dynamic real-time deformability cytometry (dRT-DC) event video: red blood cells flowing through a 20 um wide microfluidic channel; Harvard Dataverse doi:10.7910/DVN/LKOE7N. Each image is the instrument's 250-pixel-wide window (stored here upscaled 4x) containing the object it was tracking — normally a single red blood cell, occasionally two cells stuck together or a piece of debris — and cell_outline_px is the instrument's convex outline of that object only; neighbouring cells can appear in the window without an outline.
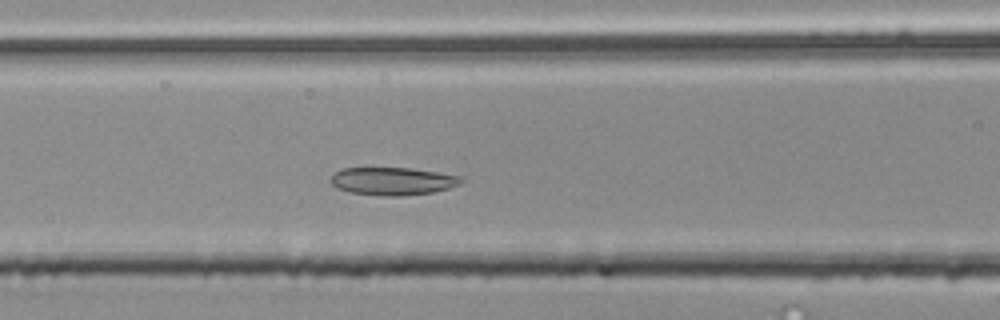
{"species": "common noctule bat (a hibernating species)", "species_latin": "Nyctalus noctula", "temperature_condition": "room temperature", "stored_images_in_passage": 31, "camera_frame_rate_fps": 3000, "um_per_image_px": 0.085, "animal": {"sex": "male", "body_mass_g": 20.4}, "frame": {"image": 1, "passage_image": 10, "time_ms": 3.0, "image_size_px": [1000, 320], "cell_outline_px": [[464, 180], [460, 184], [448, 188], [432, 192], [400, 196], [384, 196], [352, 192], [340, 188], [332, 184], [328, 180], [336, 172], [344, 168], [412, 168], [460, 176]], "centroid_in_image_um": [33.39, 15.39], "position_along_channel_um": 133.2, "area_um2": 20.87}}
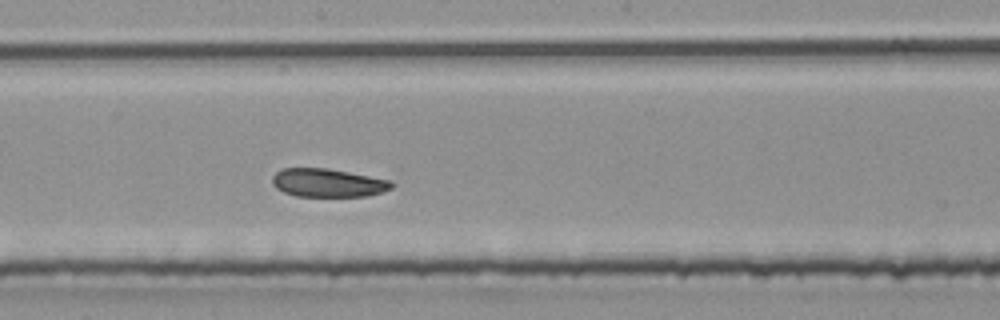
{"frame": {"image": 2, "passage_image": 17, "time_ms": 5.333, "image_size_px": [1000, 320], "cell_outline_px": [[396, 184], [392, 188], [380, 192], [364, 196], [296, 196], [284, 192], [276, 188], [272, 184], [272, 176], [280, 168], [328, 168], [392, 180]], "centroid_in_image_um": [27.87, 15.53], "position_along_channel_um": 220.3, "area_um2": 19.83}}
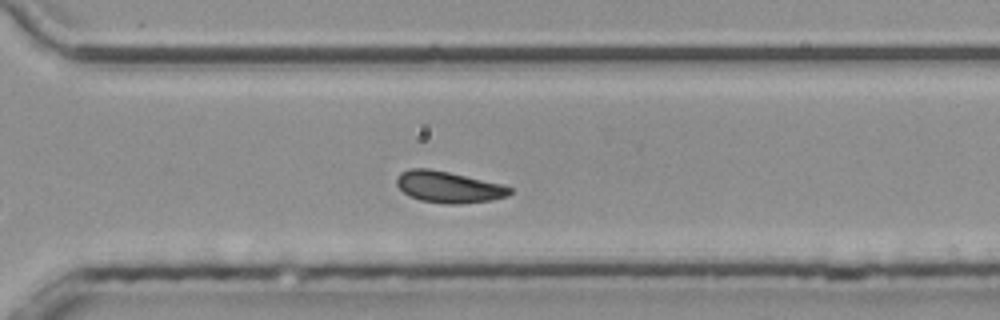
{"frame": {"image": 3, "passage_image": 26, "time_ms": 8.333, "image_size_px": [1000, 320], "cell_outline_px": [[512, 192], [508, 196], [492, 200], [460, 204], [448, 204], [420, 200], [408, 196], [396, 184], [396, 176], [400, 172], [408, 168], [428, 168], [448, 172], [504, 184], [512, 188]], "centroid_in_image_um": [38.12, 15.89], "position_along_channel_um": 332.5, "area_um2": 20.92}, "authors_computed_cell_mechanics": {"area_um2": 20.8658, "velocity_mm_per_s": 3.7392, "shape_relaxation_time_tau1_ms": 10.1948, "shape_relaxation_time_tau2_ms": 7.6874, "deformation_change_tau1": 0.137, "deformation_change_tau2": 0.1253}}